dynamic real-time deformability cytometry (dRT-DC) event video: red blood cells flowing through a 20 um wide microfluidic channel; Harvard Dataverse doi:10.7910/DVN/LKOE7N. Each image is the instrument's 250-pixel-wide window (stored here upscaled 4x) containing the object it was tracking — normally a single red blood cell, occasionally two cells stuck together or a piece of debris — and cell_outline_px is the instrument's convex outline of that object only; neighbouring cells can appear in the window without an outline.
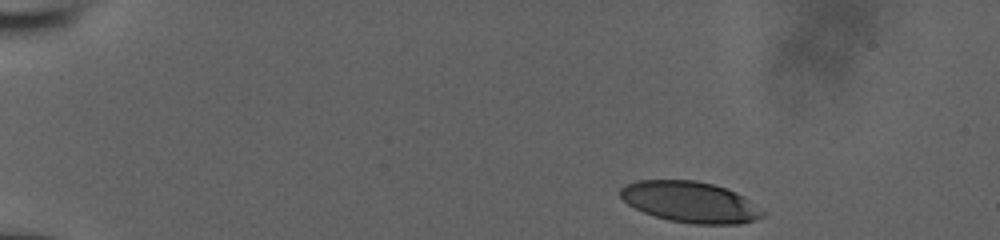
{"species": "human", "species_latin": "Homo sapiens", "temperature_condition": "room temperature", "stored_images_in_passage": 41, "camera_frame_rate_fps": 3000, "um_per_image_px": 0.085, "donor": {"sex": "male"}, "frame": {"image": 1, "passage_image": 1, "time_ms": 0.0, "image_size_px": [1000, 240], "cell_outline_px": [[764, 216], [756, 220], [740, 224], [692, 224], [668, 220], [644, 212], [628, 204], [620, 196], [620, 188], [624, 184], [636, 180], [696, 180], [728, 188], [744, 196], [764, 212]], "centroid_in_image_um": [58.67, 17.16], "position_along_channel_um": 26.3, "area_um2": 34.1}}
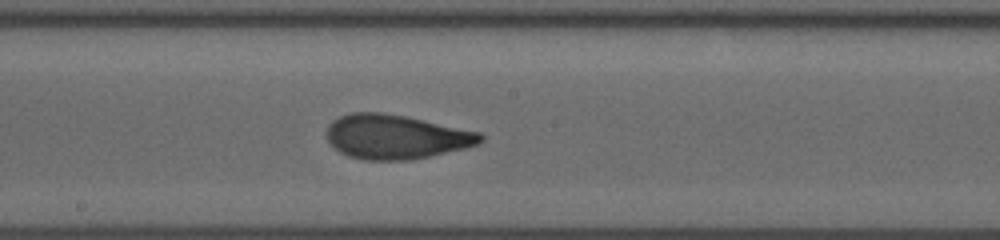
{"frame": {"image": 2, "passage_image": 23, "time_ms": 7.333, "image_size_px": [1000, 240], "cell_outline_px": [[484, 140], [476, 144], [464, 148], [412, 160], [364, 160], [348, 156], [340, 152], [328, 140], [328, 124], [332, 120], [340, 116], [352, 112], [380, 112], [404, 116], [480, 132], [484, 136]], "centroid_in_image_um": [33.64, 11.63], "position_along_channel_um": 214.6, "area_um2": 39.42}}
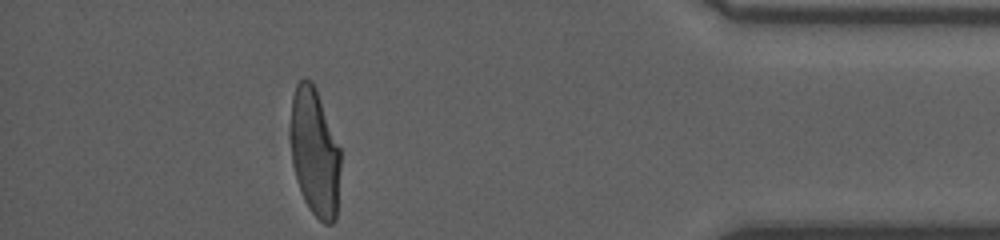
{"frame": {"image": 3, "passage_image": 40, "time_ms": 13.0, "image_size_px": [1000, 240], "cell_outline_px": [[340, 168], [336, 220], [332, 224], [324, 224], [308, 208], [300, 192], [296, 180], [292, 164], [292, 96], [296, 84], [304, 76], [312, 80], [316, 88], [340, 148]], "centroid_in_image_um": [26.76, 12.97], "position_along_channel_um": 408.4, "area_um2": 37.22}}